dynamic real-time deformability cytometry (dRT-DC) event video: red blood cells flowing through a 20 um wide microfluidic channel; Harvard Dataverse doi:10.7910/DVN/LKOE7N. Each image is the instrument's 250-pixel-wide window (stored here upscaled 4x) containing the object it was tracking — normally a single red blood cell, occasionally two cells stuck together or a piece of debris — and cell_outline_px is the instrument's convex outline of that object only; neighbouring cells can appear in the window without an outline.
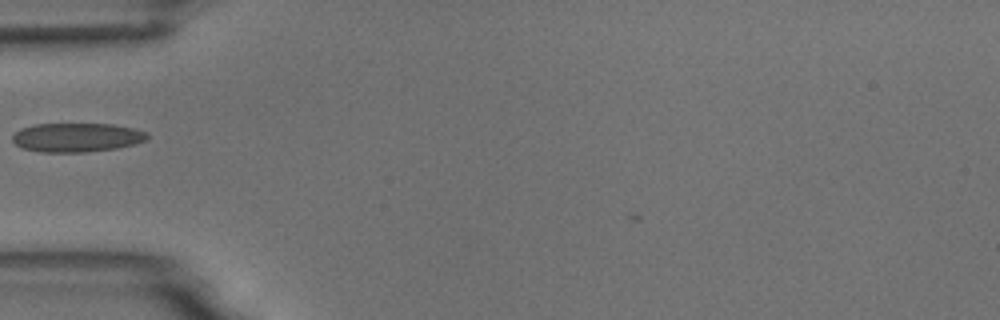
{"species": "common noctule bat (a hibernating species)", "species_latin": "Nyctalus noctula", "temperature_condition": "room temperature", "stored_images_in_passage": 2, "camera_frame_rate_fps": 3000, "um_per_image_px": 0.085, "animal": {"sex": "male", "body_mass_g": 18.8}, "frame": {"image": 1, "passage_image": 2, "time_ms": 1.333, "image_size_px": [1000, 320], "cell_outline_px": [[148, 140], [116, 148], [84, 152], [40, 152], [20, 148], [12, 140], [12, 136], [20, 128], [36, 124], [112, 124], [132, 128], [148, 132]], "centroid_in_image_um": [6.5, 11.68], "position_along_channel_um": 78.5, "area_um2": 22.77}}